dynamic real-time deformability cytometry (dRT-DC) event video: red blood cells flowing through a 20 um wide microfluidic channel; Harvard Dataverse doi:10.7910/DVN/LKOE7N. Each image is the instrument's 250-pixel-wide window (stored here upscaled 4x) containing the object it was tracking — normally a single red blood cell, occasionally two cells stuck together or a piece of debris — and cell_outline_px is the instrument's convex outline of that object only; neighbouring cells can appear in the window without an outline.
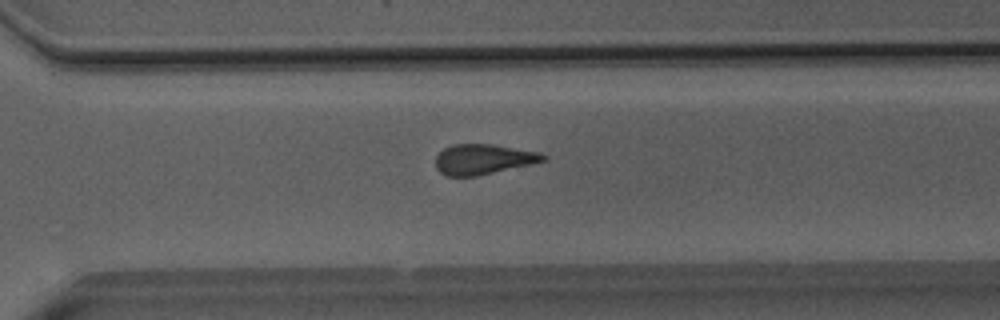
{"species": "Egyptian fruit bat (a non-hibernating species)", "species_latin": "Rousettus aegyptiacus", "temperature_condition": "room temperature", "stored_images_in_passage": 31, "camera_frame_rate_fps": 3000, "um_per_image_px": 0.085, "animal": {"sex": "male"}, "frame": {"image": 1, "passage_image": 22, "time_ms": 7.0, "image_size_px": [1000, 320], "cell_outline_px": [[548, 160], [532, 164], [476, 176], [448, 176], [440, 172], [436, 168], [436, 156], [444, 148], [452, 144], [492, 144], [540, 152], [548, 156]], "centroid_in_image_um": [41.1, 13.53], "position_along_channel_um": 329.5, "area_um2": 19.02}}
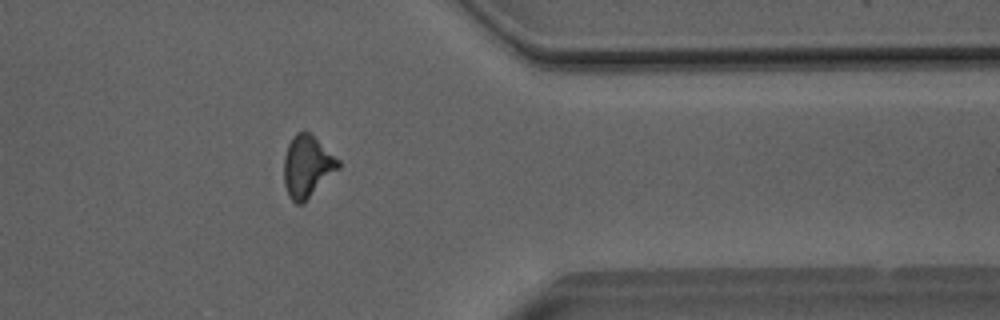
{"frame": {"image": 2, "passage_image": 27, "time_ms": 8.667, "image_size_px": [1000, 320], "cell_outline_px": [[340, 168], [304, 204], [296, 204], [288, 196], [284, 184], [284, 156], [288, 144], [292, 136], [296, 132], [308, 132], [340, 160]], "centroid_in_image_um": [26.11, 14.18], "position_along_channel_um": 385.3, "area_um2": 19.77}, "authors_computed_cell_mechanics": {"area_um2": 19.652, "velocity_mm_per_s": 4.0835, "shape_relaxation_time_tau1_ms": 10.6369, "shape_relaxation_time_tau2_ms": 2.3221, "deformation_change_tau1": 0.1768, "deformation_change_tau2": 0.0821}}